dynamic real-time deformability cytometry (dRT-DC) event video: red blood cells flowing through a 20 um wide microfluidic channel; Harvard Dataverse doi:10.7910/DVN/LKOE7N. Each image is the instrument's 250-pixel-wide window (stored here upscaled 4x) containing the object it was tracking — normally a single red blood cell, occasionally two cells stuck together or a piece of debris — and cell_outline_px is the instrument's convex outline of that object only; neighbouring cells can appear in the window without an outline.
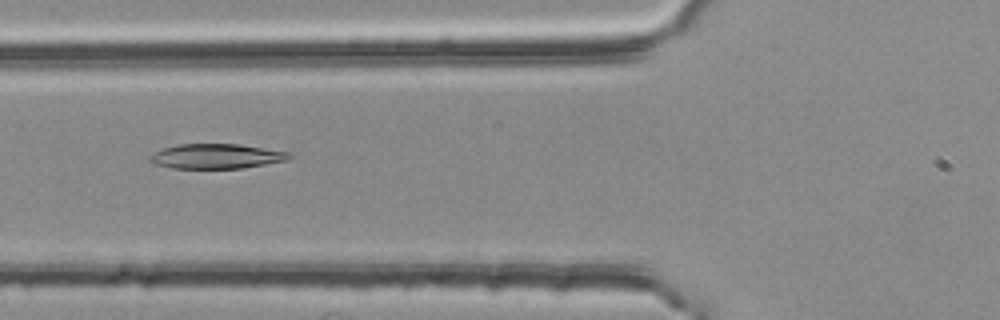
{"species": "common noctule bat (a hibernating species)", "species_latin": "Nyctalus noctula", "temperature_condition": "room temperature", "stored_images_in_passage": 6, "segment_of_instrument_passage": [2, 2], "camera_frame_rate_fps": 3000, "um_per_image_px": 0.085, "animal": {"sex": "female", "body_mass_g": 25.1}, "frame": {"image": 1, "passage_image": 5, "time_ms": 1.333, "image_size_px": [1000, 320], "cell_outline_px": [[292, 156], [288, 160], [244, 168], [172, 168], [156, 164], [148, 160], [148, 156], [152, 152], [176, 144], [240, 144], [292, 152]], "centroid_in_image_um": [18.4, 13.27], "position_along_channel_um": 107.4, "area_um2": 20.35}}
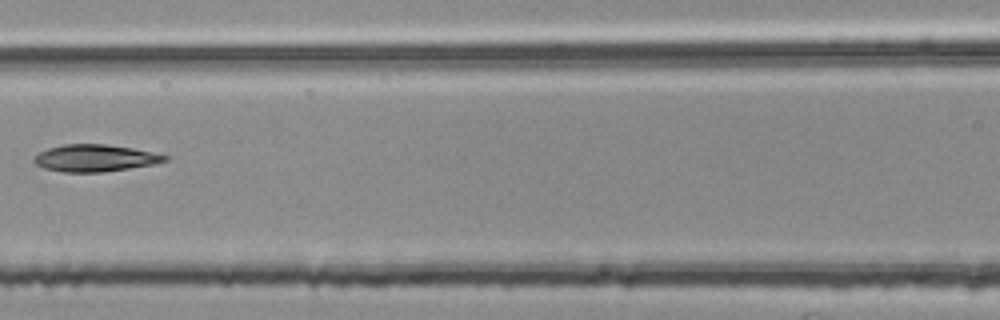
{"frame": {"image": 2, "passage_image": 6, "time_ms": 1.667, "image_size_px": [1000, 320], "cell_outline_px": [[168, 160], [156, 164], [104, 172], [64, 172], [44, 168], [36, 164], [32, 160], [40, 152], [48, 148], [64, 144], [108, 144], [132, 148], [152, 152], [168, 156]], "centroid_in_image_um": [8.09, 13.44], "position_along_channel_um": 158.5, "area_um2": 20.58}}